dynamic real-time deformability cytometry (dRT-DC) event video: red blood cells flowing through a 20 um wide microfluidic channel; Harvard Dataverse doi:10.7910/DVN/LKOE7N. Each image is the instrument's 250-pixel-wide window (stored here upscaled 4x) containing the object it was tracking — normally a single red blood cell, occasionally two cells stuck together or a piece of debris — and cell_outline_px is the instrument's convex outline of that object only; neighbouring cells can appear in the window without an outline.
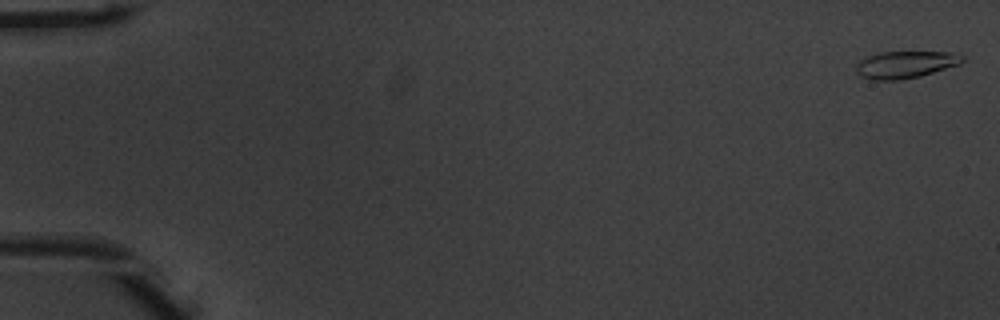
{"species": "common noctule bat (a hibernating species)", "species_latin": "Nyctalus noctula", "temperature_condition": "warm", "stored_images_in_passage": 53, "camera_frame_rate_fps": 3000, "um_per_image_px": 0.085, "animal": {"sex": "male", "body_mass_g": 20.1, "forearm_length_mm": 53.5}, "frame": {"image": 1, "passage_image": 1, "time_ms": 0.0, "image_size_px": [1000, 320], "cell_outline_px": [[964, 60], [960, 64], [920, 76], [896, 80], [876, 80], [860, 76], [856, 72], [856, 64], [864, 56], [880, 52], [952, 52], [964, 56]], "centroid_in_image_um": [76.93, 5.48], "position_along_channel_um": 8.1, "area_um2": 16.82}}
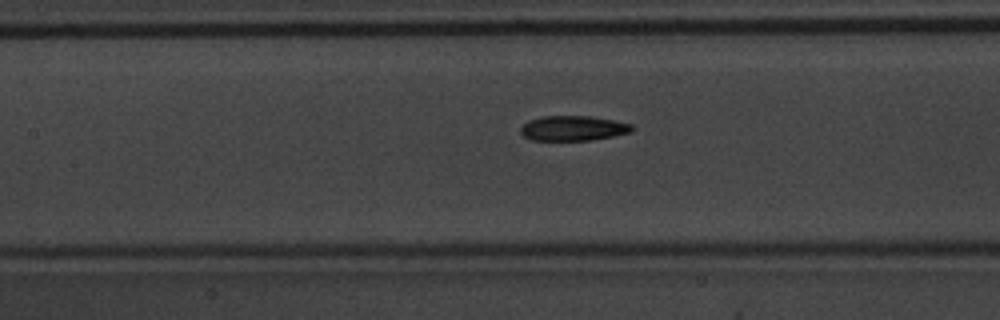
{"frame": {"image": 2, "passage_image": 25, "time_ms": 8.0, "image_size_px": [1000, 320], "cell_outline_px": [[636, 128], [632, 132], [592, 140], [532, 140], [524, 136], [520, 132], [520, 128], [528, 120], [540, 116], [592, 116], [632, 124]], "centroid_in_image_um": [48.73, 10.89], "position_along_channel_um": 158.7, "area_um2": 16.3}}
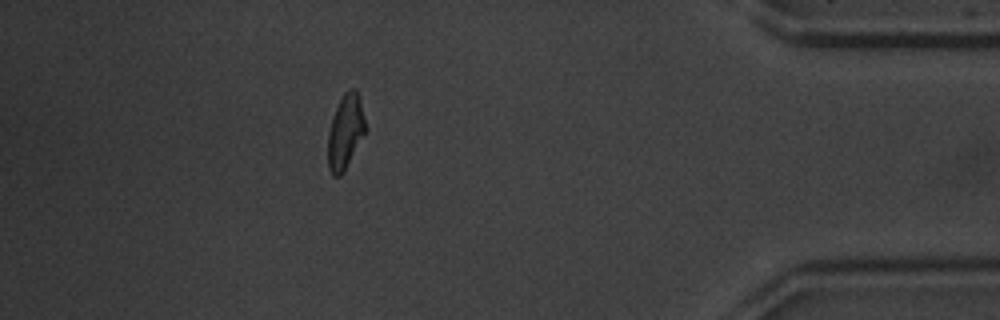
{"frame": {"image": 3, "passage_image": 47, "time_ms": 15.333, "image_size_px": [1000, 320], "cell_outline_px": [[364, 132], [344, 172], [340, 176], [332, 176], [328, 168], [328, 132], [332, 116], [344, 92], [348, 88], [356, 88], [360, 100], [364, 120]], "centroid_in_image_um": [29.32, 11.2], "position_along_channel_um": 405.9, "area_um2": 15.95}, "authors_computed_cell_mechanics": {"area_um2": 16.762, "velocity_mm_per_s": 3.9285, "shape_relaxation_time_tau1_ms": 3.7962, "shape_relaxation_time_tau2_ms": 1.9489, "deformation_change_tau1": 0.187, "deformation_change_tau2": 0.0917}}